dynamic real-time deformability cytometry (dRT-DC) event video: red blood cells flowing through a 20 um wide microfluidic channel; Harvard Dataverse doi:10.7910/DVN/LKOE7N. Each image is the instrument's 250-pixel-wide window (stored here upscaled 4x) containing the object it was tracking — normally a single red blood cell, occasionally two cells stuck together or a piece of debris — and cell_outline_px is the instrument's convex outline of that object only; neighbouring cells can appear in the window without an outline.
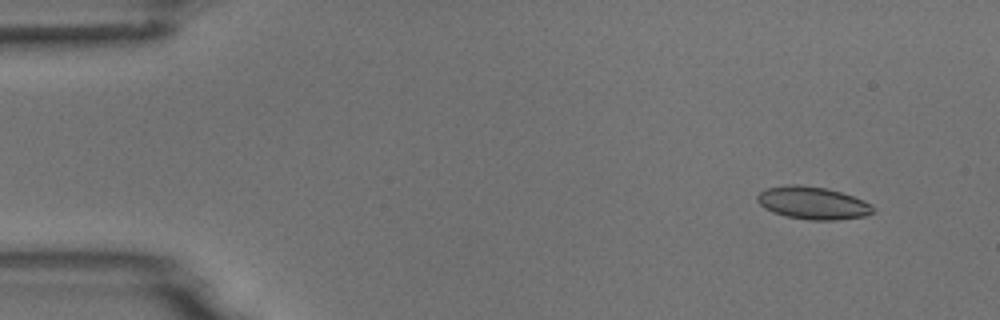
{"species": "common noctule bat (a hibernating species)", "species_latin": "Nyctalus noctula", "temperature_condition": "room temperature", "stored_images_in_passage": 5, "camera_frame_rate_fps": 3000, "um_per_image_px": 0.085, "animal": {"sex": "male", "body_mass_g": 18.8}, "frame": {"image": 1, "passage_image": 2, "time_ms": 1.0, "image_size_px": [1000, 320], "cell_outline_px": [[876, 212], [864, 216], [836, 220], [808, 220], [788, 216], [772, 212], [764, 208], [756, 200], [756, 196], [760, 192], [768, 188], [792, 184], [796, 184], [824, 188], [840, 192], [864, 200], [872, 204]], "centroid_in_image_um": [69.1, 17.26], "position_along_channel_um": 15.9, "area_um2": 21.91}}
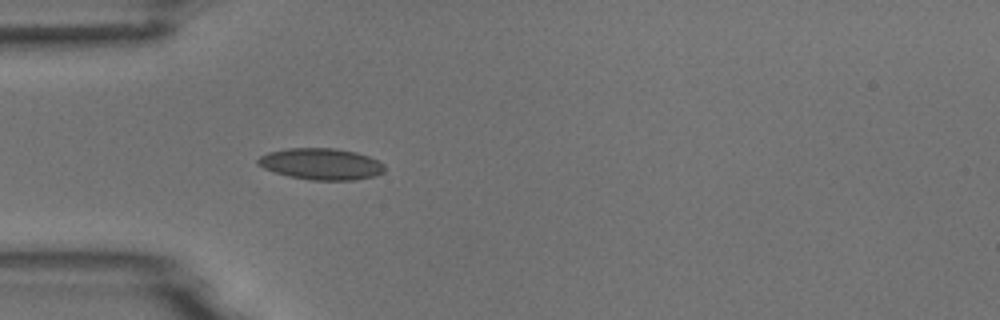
{"frame": {"image": 2, "passage_image": 5, "time_ms": 4.667, "image_size_px": [1000, 320], "cell_outline_px": [[384, 172], [376, 176], [356, 180], [308, 180], [288, 176], [264, 168], [256, 164], [256, 160], [260, 156], [268, 152], [288, 148], [336, 148], [356, 152], [368, 156], [384, 164]], "centroid_in_image_um": [27.29, 13.94], "position_along_channel_um": 57.7, "area_um2": 23.35}}